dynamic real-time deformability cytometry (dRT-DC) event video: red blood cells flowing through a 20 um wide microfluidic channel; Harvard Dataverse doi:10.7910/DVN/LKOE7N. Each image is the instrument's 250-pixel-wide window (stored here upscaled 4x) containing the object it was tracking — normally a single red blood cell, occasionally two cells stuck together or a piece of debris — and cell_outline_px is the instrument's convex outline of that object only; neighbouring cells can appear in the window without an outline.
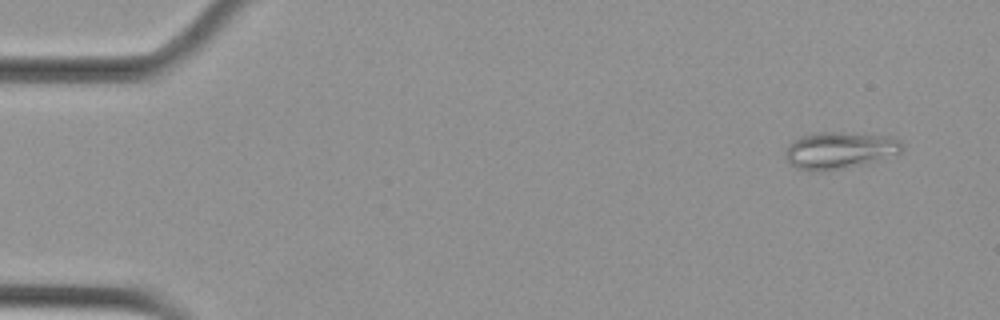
{"species": "Egyptian fruit bat (a non-hibernating species)", "species_latin": "Rousettus aegyptiacus", "temperature_condition": "cold", "stored_images_in_passage": 54, "camera_frame_rate_fps": 3000, "um_per_image_px": 0.085, "animal": {"sex": "female"}, "frame": {"image": 1, "passage_image": 4, "time_ms": 1.0, "image_size_px": [1000, 320], "cell_outline_px": [[904, 148], [900, 152], [840, 168], [824, 172], [812, 172], [796, 168], [788, 160], [784, 152], [788, 144], [796, 136], [812, 132], [840, 132], [892, 136], [900, 140], [904, 144]], "centroid_in_image_um": [71.26, 12.74], "position_along_channel_um": 13.7, "area_um2": 24.91}}
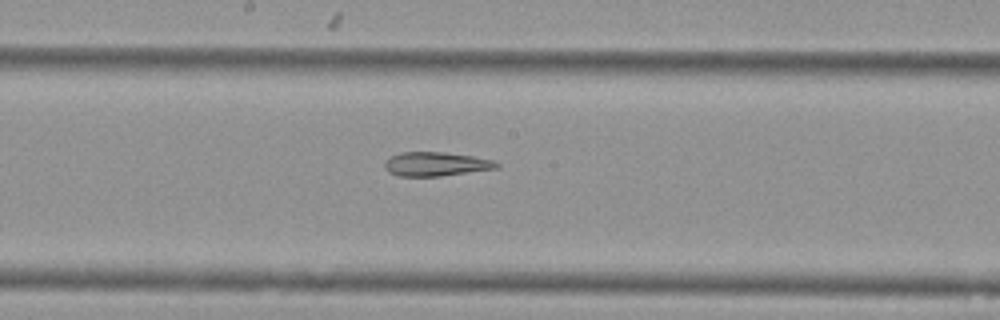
{"frame": {"image": 2, "passage_image": 29, "time_ms": 9.333, "image_size_px": [1000, 320], "cell_outline_px": [[500, 168], [440, 176], [400, 176], [388, 172], [384, 168], [384, 160], [400, 152], [444, 152], [472, 156], [496, 160], [500, 164]], "centroid_in_image_um": [37.07, 13.94], "position_along_channel_um": 211.1, "area_um2": 15.84}}
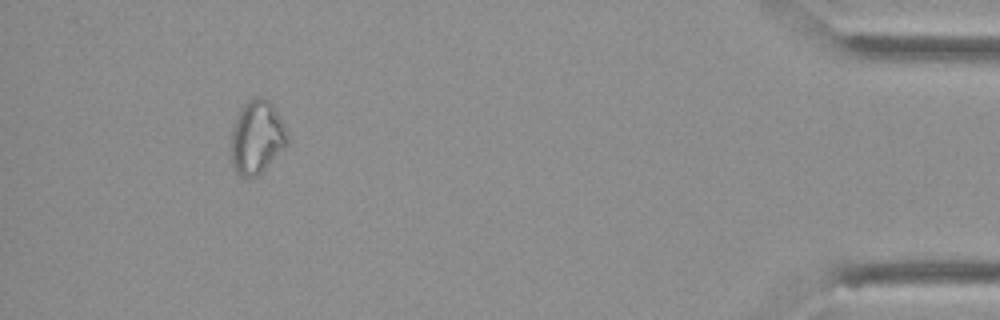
{"frame": {"image": 3, "passage_image": 50, "time_ms": 16.333, "image_size_px": [1000, 320], "cell_outline_px": [[288, 144], [256, 176], [240, 176], [236, 172], [232, 164], [232, 128], [236, 116], [244, 104], [248, 100], [256, 96], [260, 96], [268, 100], [272, 104], [288, 132]], "centroid_in_image_um": [21.83, 11.63], "position_along_channel_um": 413.4, "area_um2": 23.7}, "authors_computed_cell_mechanics": {"area_um2": 21.3282, "velocity_mm_per_s": 3.7826, "shape_relaxation_time_tau1_ms": null, "shape_relaxation_time_tau2_ms": 5.3247, "deformation_change_tau1": null, "deformation_change_tau2": 0.1243}}